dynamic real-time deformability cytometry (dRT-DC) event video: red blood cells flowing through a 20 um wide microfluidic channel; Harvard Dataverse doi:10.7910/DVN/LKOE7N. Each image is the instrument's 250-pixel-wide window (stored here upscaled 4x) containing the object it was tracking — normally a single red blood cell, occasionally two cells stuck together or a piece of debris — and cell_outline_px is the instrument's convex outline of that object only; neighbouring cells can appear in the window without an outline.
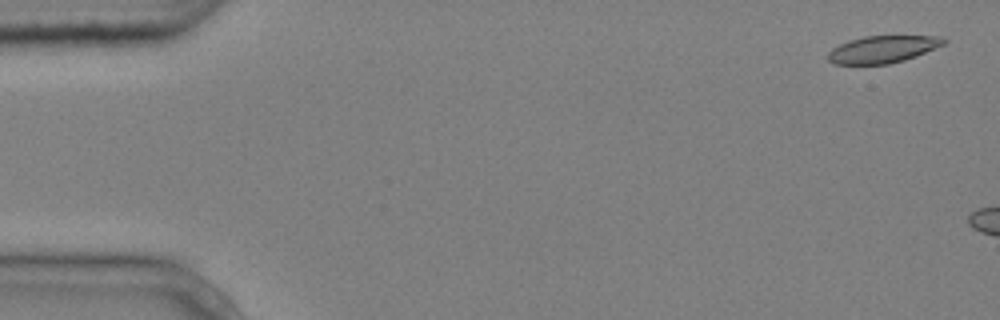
{"species": "common noctule bat (a hibernating species)", "species_latin": "Nyctalus noctula", "temperature_condition": "cold", "stored_images_in_passage": 3, "camera_frame_rate_fps": 3000, "um_per_image_px": 0.085, "animal": {"sex": "male", "body_mass_g": 20.4}, "frame": {"image": 1, "passage_image": 1, "time_ms": 0.0, "image_size_px": [1000, 320], "cell_outline_px": [[948, 40], [944, 44], [916, 56], [904, 60], [888, 64], [836, 64], [828, 60], [828, 52], [832, 48], [848, 40], [864, 36], [944, 36]], "centroid_in_image_um": [75.04, 4.18], "position_along_channel_um": 10.0, "area_um2": 18.32}}